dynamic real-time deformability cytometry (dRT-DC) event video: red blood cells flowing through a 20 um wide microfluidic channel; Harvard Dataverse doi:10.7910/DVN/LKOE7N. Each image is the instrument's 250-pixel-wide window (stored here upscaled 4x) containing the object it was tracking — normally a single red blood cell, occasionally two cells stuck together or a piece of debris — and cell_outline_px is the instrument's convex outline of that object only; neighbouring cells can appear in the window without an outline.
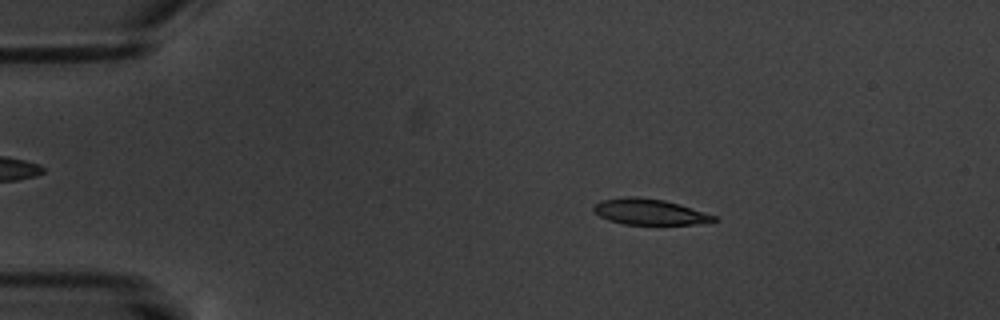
{"species": "common noctule bat (a hibernating species)", "species_latin": "Nyctalus noctula", "temperature_condition": "warm", "stored_images_in_passage": 4, "camera_frame_rate_fps": 3000, "um_per_image_px": 0.085, "animal": {"sex": "male", "body_mass_g": 20.1, "forearm_length_mm": 53.5}, "frame": {"image": 1, "passage_image": 2, "time_ms": 2.0, "image_size_px": [1000, 320], "cell_outline_px": [[716, 220], [696, 224], [624, 224], [608, 220], [600, 216], [592, 208], [600, 200], [632, 196], [636, 196], [664, 200], [680, 204], [716, 216]], "centroid_in_image_um": [55.19, 18.0], "position_along_channel_um": 29.8, "area_um2": 17.86}}